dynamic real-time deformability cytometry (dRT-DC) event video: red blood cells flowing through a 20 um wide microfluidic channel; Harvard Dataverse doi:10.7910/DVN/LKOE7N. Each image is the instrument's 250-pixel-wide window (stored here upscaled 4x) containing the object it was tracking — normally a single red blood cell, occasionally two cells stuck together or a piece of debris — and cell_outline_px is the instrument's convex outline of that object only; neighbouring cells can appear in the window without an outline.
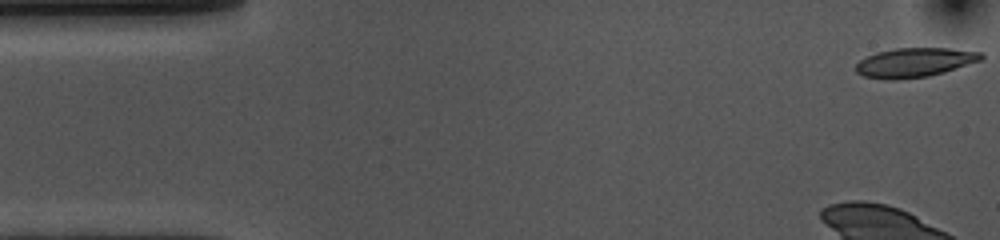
{"species": "common noctule bat (a hibernating species)", "species_latin": "Nyctalus noctula", "temperature_condition": "cold", "stored_images_in_passage": 42, "camera_frame_rate_fps": 3000, "um_per_image_px": 0.085, "animal": {"sex": "female", "body_mass_g": 10.0, "forearm_length_mm": 53.1}, "frame": {"image": 1, "passage_image": 1, "time_ms": 0.0, "image_size_px": [1000, 240], "cell_outline_px": [[984, 56], [980, 60], [944, 72], [928, 76], [892, 80], [864, 76], [856, 72], [856, 64], [860, 60], [876, 52], [896, 48], [948, 48], [984, 52]], "centroid_in_image_um": [77.75, 5.3], "position_along_channel_um": 7.3, "area_um2": 21.21}}